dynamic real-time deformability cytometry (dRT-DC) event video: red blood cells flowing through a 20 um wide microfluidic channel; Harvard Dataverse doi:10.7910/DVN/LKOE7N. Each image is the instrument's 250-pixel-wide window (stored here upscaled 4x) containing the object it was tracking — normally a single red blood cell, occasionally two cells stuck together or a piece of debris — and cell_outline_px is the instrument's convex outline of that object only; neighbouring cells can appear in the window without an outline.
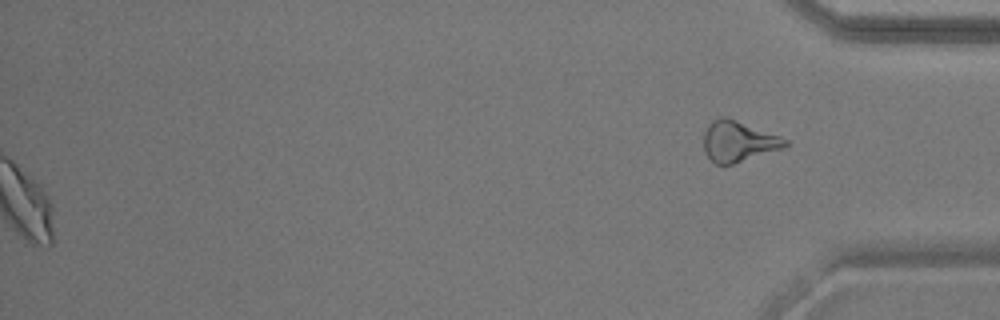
{"species": "common noctule bat (a hibernating species)", "species_latin": "Nyctalus noctula", "temperature_condition": "warm", "stored_images_in_passage": 55, "segment_of_instrument_passage": [2, 2], "camera_frame_rate_fps": 3000, "um_per_image_px": 0.085, "animal": {"sex": "male", "body_mass_g": 17.9}, "frame": {"image": 1, "passage_image": 55, "time_ms": 18.0, "image_size_px": [1000, 320], "cell_outline_px": [[788, 144], [784, 148], [732, 164], [716, 164], [708, 156], [704, 148], [704, 132], [708, 124], [712, 120], [720, 116], [728, 116], [780, 136], [788, 140]], "centroid_in_image_um": [62.76, 11.98], "position_along_channel_um": 372.4, "area_um2": 19.36}}